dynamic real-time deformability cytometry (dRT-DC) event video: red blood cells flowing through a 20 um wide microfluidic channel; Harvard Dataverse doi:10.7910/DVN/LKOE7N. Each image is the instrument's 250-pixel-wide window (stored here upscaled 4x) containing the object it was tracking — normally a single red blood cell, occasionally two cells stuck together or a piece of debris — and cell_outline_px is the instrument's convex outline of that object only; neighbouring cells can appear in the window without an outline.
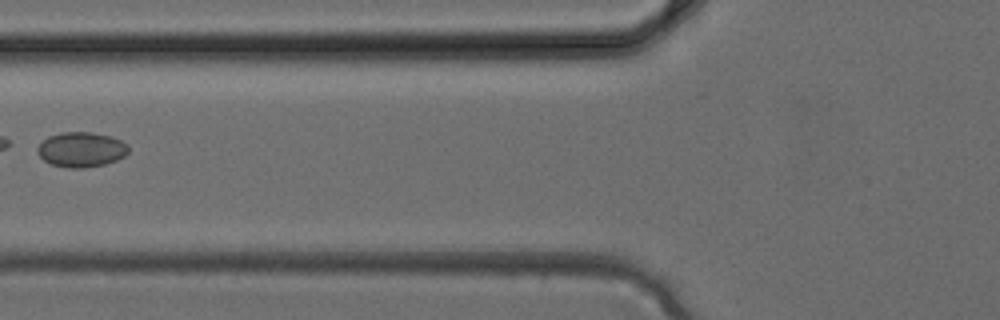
{"species": "common noctule bat (a hibernating species)", "species_latin": "Nyctalus noctula", "temperature_condition": "cold", "stored_images_in_passage": 4, "camera_frame_rate_fps": 3000, "um_per_image_px": 0.085, "animal": {"sex": "female", "body_mass_g": 24.6, "forearm_length_mm": 56.2}, "frame": {"image": 1, "passage_image": 4, "time_ms": 1.0, "image_size_px": [1000, 320], "cell_outline_px": [[128, 152], [124, 156], [116, 160], [104, 164], [84, 168], [68, 168], [52, 164], [44, 160], [36, 152], [36, 148], [48, 136], [60, 132], [92, 132], [108, 136], [120, 140], [128, 144]], "centroid_in_image_um": [6.89, 12.71], "position_along_channel_um": 118.9, "area_um2": 18.5}}